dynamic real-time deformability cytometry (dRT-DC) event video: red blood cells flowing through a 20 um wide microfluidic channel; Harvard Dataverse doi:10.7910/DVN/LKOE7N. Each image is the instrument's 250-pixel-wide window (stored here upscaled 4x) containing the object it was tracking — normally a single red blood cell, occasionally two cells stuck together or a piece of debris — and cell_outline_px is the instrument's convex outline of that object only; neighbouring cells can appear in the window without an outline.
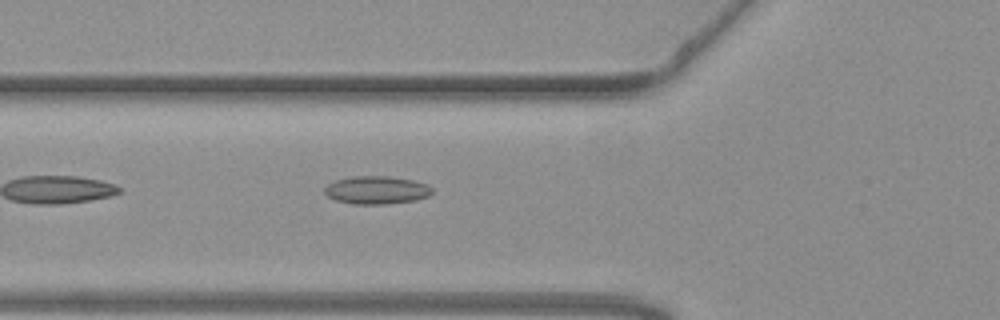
{"species": "common noctule bat (a hibernating species)", "species_latin": "Nyctalus noctula", "temperature_condition": "warm", "stored_images_in_passage": 32, "camera_frame_rate_fps": 3000, "um_per_image_px": 0.085, "animal": {"sex": "female", "body_mass_g": 19.3, "forearm_length_mm": 54.1}, "frame": {"image": 1, "passage_image": 4, "time_ms": 1.0, "image_size_px": [1000, 320], "cell_outline_px": [[432, 192], [428, 196], [416, 200], [388, 204], [352, 204], [336, 200], [328, 196], [324, 192], [324, 188], [328, 184], [336, 180], [352, 176], [388, 176], [412, 180], [428, 184], [432, 188]], "centroid_in_image_um": [32.01, 16.16], "position_along_channel_um": 93.8, "area_um2": 17.57}}
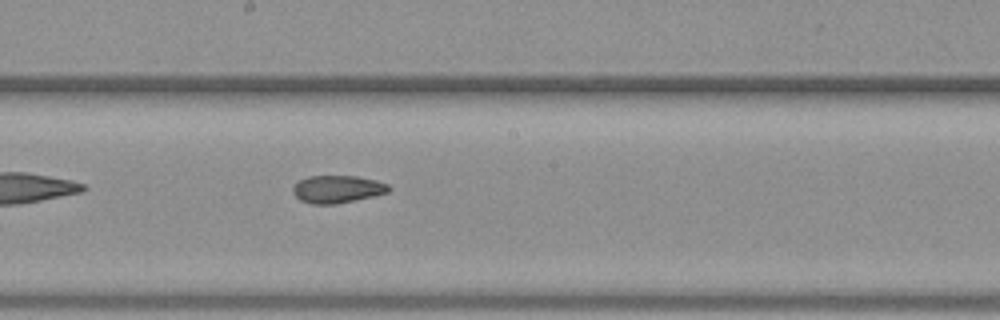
{"frame": {"image": 2, "passage_image": 14, "time_ms": 4.333, "image_size_px": [1000, 320], "cell_outline_px": [[392, 188], [388, 192], [372, 196], [336, 204], [312, 204], [300, 200], [292, 192], [292, 188], [300, 180], [308, 176], [356, 176], [376, 180], [388, 184]], "centroid_in_image_um": [28.67, 16.07], "position_along_channel_um": 219.5, "area_um2": 15.32}}
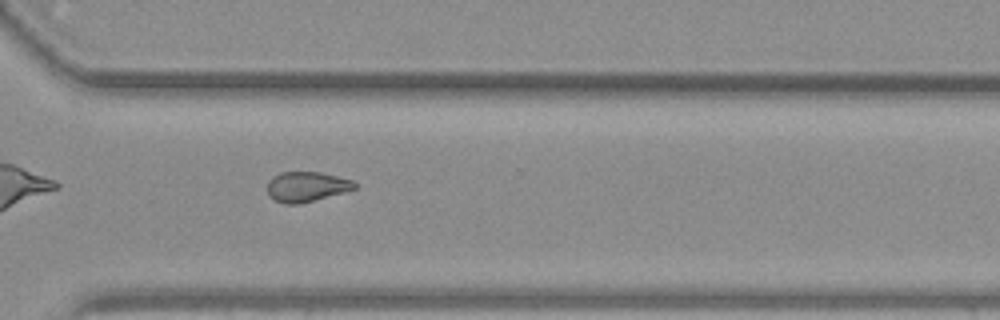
{"frame": {"image": 3, "passage_image": 24, "time_ms": 7.667, "image_size_px": [1000, 320], "cell_outline_px": [[356, 188], [344, 192], [300, 204], [284, 204], [268, 196], [268, 180], [272, 176], [280, 172], [320, 172], [352, 180], [356, 184]], "centroid_in_image_um": [26.02, 15.87], "position_along_channel_um": 344.6, "area_um2": 15.26}, "authors_computed_cell_mechanics": {"area_um2": 15.9817, "velocity_mm_per_s": 3.7623, "shape_relaxation_time_tau1_ms": null, "shape_relaxation_time_tau2_ms": 3.4662, "deformation_change_tau1": null, "deformation_change_tau2": 0.0889}}